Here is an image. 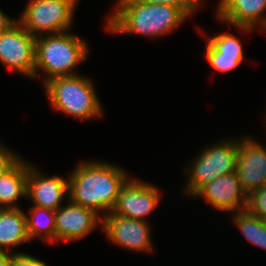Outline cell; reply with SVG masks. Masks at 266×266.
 I'll return each mask as SVG.
<instances>
[{
    "label": "cell",
    "mask_w": 266,
    "mask_h": 266,
    "mask_svg": "<svg viewBox=\"0 0 266 266\" xmlns=\"http://www.w3.org/2000/svg\"><path fill=\"white\" fill-rule=\"evenodd\" d=\"M128 178L124 168L116 164L98 160L80 162L68 176V199L99 215L103 211V217L115 207Z\"/></svg>",
    "instance_id": "cell-1"
},
{
    "label": "cell",
    "mask_w": 266,
    "mask_h": 266,
    "mask_svg": "<svg viewBox=\"0 0 266 266\" xmlns=\"http://www.w3.org/2000/svg\"><path fill=\"white\" fill-rule=\"evenodd\" d=\"M105 26L113 34H136L159 38L182 25L189 17L178 7L147 4L139 0H117Z\"/></svg>",
    "instance_id": "cell-2"
},
{
    "label": "cell",
    "mask_w": 266,
    "mask_h": 266,
    "mask_svg": "<svg viewBox=\"0 0 266 266\" xmlns=\"http://www.w3.org/2000/svg\"><path fill=\"white\" fill-rule=\"evenodd\" d=\"M89 47L81 36L72 32L42 35L35 41L34 80L46 83L56 77L74 76L78 64L87 60Z\"/></svg>",
    "instance_id": "cell-3"
},
{
    "label": "cell",
    "mask_w": 266,
    "mask_h": 266,
    "mask_svg": "<svg viewBox=\"0 0 266 266\" xmlns=\"http://www.w3.org/2000/svg\"><path fill=\"white\" fill-rule=\"evenodd\" d=\"M44 85L50 105L56 111L81 121L103 115V106L92 81L83 75L56 77Z\"/></svg>",
    "instance_id": "cell-4"
},
{
    "label": "cell",
    "mask_w": 266,
    "mask_h": 266,
    "mask_svg": "<svg viewBox=\"0 0 266 266\" xmlns=\"http://www.w3.org/2000/svg\"><path fill=\"white\" fill-rule=\"evenodd\" d=\"M220 141L206 147L194 160L192 159L190 167L184 168L187 181L183 187V194L191 197L207 182L236 171L238 139L228 138Z\"/></svg>",
    "instance_id": "cell-5"
},
{
    "label": "cell",
    "mask_w": 266,
    "mask_h": 266,
    "mask_svg": "<svg viewBox=\"0 0 266 266\" xmlns=\"http://www.w3.org/2000/svg\"><path fill=\"white\" fill-rule=\"evenodd\" d=\"M79 0H28L17 22L35 38L70 31Z\"/></svg>",
    "instance_id": "cell-6"
},
{
    "label": "cell",
    "mask_w": 266,
    "mask_h": 266,
    "mask_svg": "<svg viewBox=\"0 0 266 266\" xmlns=\"http://www.w3.org/2000/svg\"><path fill=\"white\" fill-rule=\"evenodd\" d=\"M36 38L17 21L0 34V62L34 80Z\"/></svg>",
    "instance_id": "cell-7"
},
{
    "label": "cell",
    "mask_w": 266,
    "mask_h": 266,
    "mask_svg": "<svg viewBox=\"0 0 266 266\" xmlns=\"http://www.w3.org/2000/svg\"><path fill=\"white\" fill-rule=\"evenodd\" d=\"M161 195L155 185L141 179L128 178L122 185L116 205L110 213L147 221L146 217L159 205Z\"/></svg>",
    "instance_id": "cell-8"
},
{
    "label": "cell",
    "mask_w": 266,
    "mask_h": 266,
    "mask_svg": "<svg viewBox=\"0 0 266 266\" xmlns=\"http://www.w3.org/2000/svg\"><path fill=\"white\" fill-rule=\"evenodd\" d=\"M102 230L110 243L135 252H153L149 223L111 213L102 217Z\"/></svg>",
    "instance_id": "cell-9"
},
{
    "label": "cell",
    "mask_w": 266,
    "mask_h": 266,
    "mask_svg": "<svg viewBox=\"0 0 266 266\" xmlns=\"http://www.w3.org/2000/svg\"><path fill=\"white\" fill-rule=\"evenodd\" d=\"M243 138L238 140L236 172L241 187L248 194L266 186V147L254 138Z\"/></svg>",
    "instance_id": "cell-10"
},
{
    "label": "cell",
    "mask_w": 266,
    "mask_h": 266,
    "mask_svg": "<svg viewBox=\"0 0 266 266\" xmlns=\"http://www.w3.org/2000/svg\"><path fill=\"white\" fill-rule=\"evenodd\" d=\"M67 202L55 211V243L80 240L102 225V217L95 211L70 199Z\"/></svg>",
    "instance_id": "cell-11"
},
{
    "label": "cell",
    "mask_w": 266,
    "mask_h": 266,
    "mask_svg": "<svg viewBox=\"0 0 266 266\" xmlns=\"http://www.w3.org/2000/svg\"><path fill=\"white\" fill-rule=\"evenodd\" d=\"M191 197H201L210 207L233 214L245 210L247 201V193L241 187L236 171L207 182Z\"/></svg>",
    "instance_id": "cell-12"
},
{
    "label": "cell",
    "mask_w": 266,
    "mask_h": 266,
    "mask_svg": "<svg viewBox=\"0 0 266 266\" xmlns=\"http://www.w3.org/2000/svg\"><path fill=\"white\" fill-rule=\"evenodd\" d=\"M35 166L28 162L26 199L33 202L36 207L56 211L69 198L68 177L46 176Z\"/></svg>",
    "instance_id": "cell-13"
},
{
    "label": "cell",
    "mask_w": 266,
    "mask_h": 266,
    "mask_svg": "<svg viewBox=\"0 0 266 266\" xmlns=\"http://www.w3.org/2000/svg\"><path fill=\"white\" fill-rule=\"evenodd\" d=\"M266 0H219L215 14L220 22L252 32L266 26Z\"/></svg>",
    "instance_id": "cell-14"
},
{
    "label": "cell",
    "mask_w": 266,
    "mask_h": 266,
    "mask_svg": "<svg viewBox=\"0 0 266 266\" xmlns=\"http://www.w3.org/2000/svg\"><path fill=\"white\" fill-rule=\"evenodd\" d=\"M206 44L205 58L216 71L229 72L243 63L242 42L232 33L210 36Z\"/></svg>",
    "instance_id": "cell-15"
},
{
    "label": "cell",
    "mask_w": 266,
    "mask_h": 266,
    "mask_svg": "<svg viewBox=\"0 0 266 266\" xmlns=\"http://www.w3.org/2000/svg\"><path fill=\"white\" fill-rule=\"evenodd\" d=\"M24 159L0 175V209L20 208L17 200L26 198L28 161Z\"/></svg>",
    "instance_id": "cell-16"
},
{
    "label": "cell",
    "mask_w": 266,
    "mask_h": 266,
    "mask_svg": "<svg viewBox=\"0 0 266 266\" xmlns=\"http://www.w3.org/2000/svg\"><path fill=\"white\" fill-rule=\"evenodd\" d=\"M31 242L26 215L21 208L0 209V250ZM5 248V249H4Z\"/></svg>",
    "instance_id": "cell-17"
},
{
    "label": "cell",
    "mask_w": 266,
    "mask_h": 266,
    "mask_svg": "<svg viewBox=\"0 0 266 266\" xmlns=\"http://www.w3.org/2000/svg\"><path fill=\"white\" fill-rule=\"evenodd\" d=\"M28 213L25 215L29 239L38 237L42 242L55 243V211L31 206Z\"/></svg>",
    "instance_id": "cell-18"
},
{
    "label": "cell",
    "mask_w": 266,
    "mask_h": 266,
    "mask_svg": "<svg viewBox=\"0 0 266 266\" xmlns=\"http://www.w3.org/2000/svg\"><path fill=\"white\" fill-rule=\"evenodd\" d=\"M234 224L251 244L266 249V221L246 210L235 212Z\"/></svg>",
    "instance_id": "cell-19"
},
{
    "label": "cell",
    "mask_w": 266,
    "mask_h": 266,
    "mask_svg": "<svg viewBox=\"0 0 266 266\" xmlns=\"http://www.w3.org/2000/svg\"><path fill=\"white\" fill-rule=\"evenodd\" d=\"M245 210L266 221V186L255 189L247 194Z\"/></svg>",
    "instance_id": "cell-20"
},
{
    "label": "cell",
    "mask_w": 266,
    "mask_h": 266,
    "mask_svg": "<svg viewBox=\"0 0 266 266\" xmlns=\"http://www.w3.org/2000/svg\"><path fill=\"white\" fill-rule=\"evenodd\" d=\"M147 4H167L180 8L188 17L202 6V0H139Z\"/></svg>",
    "instance_id": "cell-21"
},
{
    "label": "cell",
    "mask_w": 266,
    "mask_h": 266,
    "mask_svg": "<svg viewBox=\"0 0 266 266\" xmlns=\"http://www.w3.org/2000/svg\"><path fill=\"white\" fill-rule=\"evenodd\" d=\"M22 157L0 142V175L11 169Z\"/></svg>",
    "instance_id": "cell-22"
},
{
    "label": "cell",
    "mask_w": 266,
    "mask_h": 266,
    "mask_svg": "<svg viewBox=\"0 0 266 266\" xmlns=\"http://www.w3.org/2000/svg\"><path fill=\"white\" fill-rule=\"evenodd\" d=\"M11 266H47L45 262L40 261L27 253H12Z\"/></svg>",
    "instance_id": "cell-23"
},
{
    "label": "cell",
    "mask_w": 266,
    "mask_h": 266,
    "mask_svg": "<svg viewBox=\"0 0 266 266\" xmlns=\"http://www.w3.org/2000/svg\"><path fill=\"white\" fill-rule=\"evenodd\" d=\"M17 19L7 16L2 9H0V34L5 32L9 27H11Z\"/></svg>",
    "instance_id": "cell-24"
},
{
    "label": "cell",
    "mask_w": 266,
    "mask_h": 266,
    "mask_svg": "<svg viewBox=\"0 0 266 266\" xmlns=\"http://www.w3.org/2000/svg\"><path fill=\"white\" fill-rule=\"evenodd\" d=\"M12 253H22V252H11L0 250V266H11V255Z\"/></svg>",
    "instance_id": "cell-25"
}]
</instances>
